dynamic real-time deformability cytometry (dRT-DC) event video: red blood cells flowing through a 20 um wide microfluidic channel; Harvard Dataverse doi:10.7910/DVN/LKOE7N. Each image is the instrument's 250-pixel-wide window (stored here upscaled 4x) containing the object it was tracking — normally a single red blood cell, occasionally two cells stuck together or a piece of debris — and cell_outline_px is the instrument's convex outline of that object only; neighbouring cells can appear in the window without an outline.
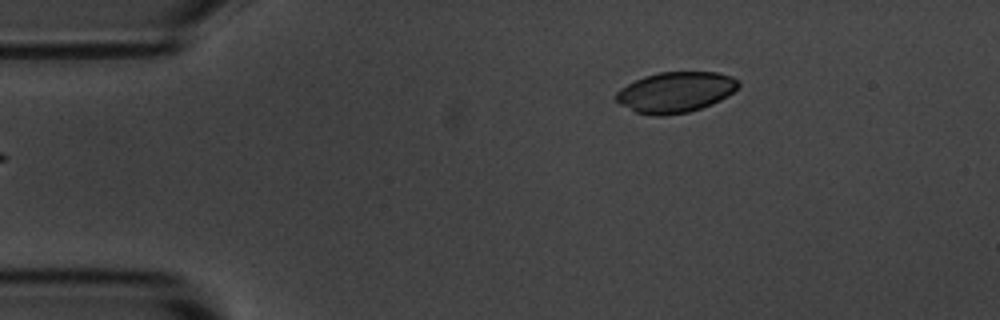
{"species": "common noctule bat (a hibernating species)", "species_latin": "Nyctalus noctula", "temperature_condition": "room temperature", "stored_images_in_passage": 6, "camera_frame_rate_fps": 3000, "um_per_image_px": 0.085, "animal": {"sex": "male", "body_mass_g": 20.1, "forearm_length_mm": 53.5}, "frame": {"image": 1, "passage_image": 6, "time_ms": 6.0, "image_size_px": [1000, 320], "cell_outline_px": [[740, 84], [728, 96], [712, 104], [688, 112], [664, 116], [652, 116], [636, 112], [620, 104], [612, 96], [620, 88], [644, 76], [660, 72], [716, 72], [732, 76], [740, 80]], "centroid_in_image_um": [57.41, 7.84], "position_along_channel_um": 27.6, "area_um2": 29.07}}